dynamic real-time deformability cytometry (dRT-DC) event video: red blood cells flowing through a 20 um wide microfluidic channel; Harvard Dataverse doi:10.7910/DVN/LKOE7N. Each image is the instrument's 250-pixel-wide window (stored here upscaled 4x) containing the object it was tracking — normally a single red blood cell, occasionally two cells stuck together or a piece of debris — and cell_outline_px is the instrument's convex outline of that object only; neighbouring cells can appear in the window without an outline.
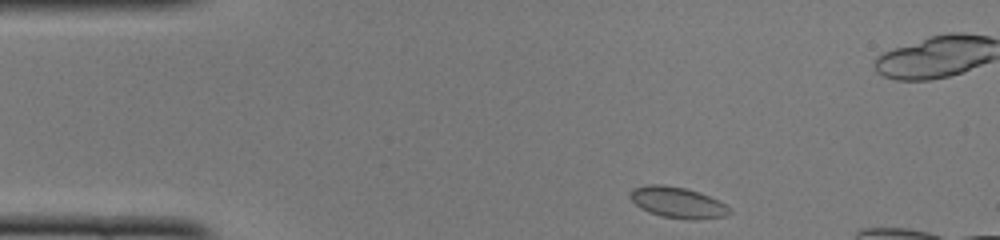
{"species": "common noctule bat (a hibernating species)", "species_latin": "Nyctalus noctula", "temperature_condition": "cold", "stored_images_in_passage": 44, "camera_frame_rate_fps": 3000, "um_per_image_px": 0.085, "animal": {"sex": "female", "body_mass_g": 22.0, "forearm_length_mm": 56.7}, "frame": {"image": 1, "passage_image": 2, "time_ms": 0.333, "image_size_px": [1000, 240], "cell_outline_px": [[732, 212], [724, 216], [696, 220], [688, 220], [660, 216], [648, 212], [640, 208], [628, 196], [628, 192], [632, 188], [648, 184], [660, 184], [684, 188], [700, 192], [732, 208]], "centroid_in_image_um": [57.56, 17.22], "position_along_channel_um": 27.4, "area_um2": 18.09}}
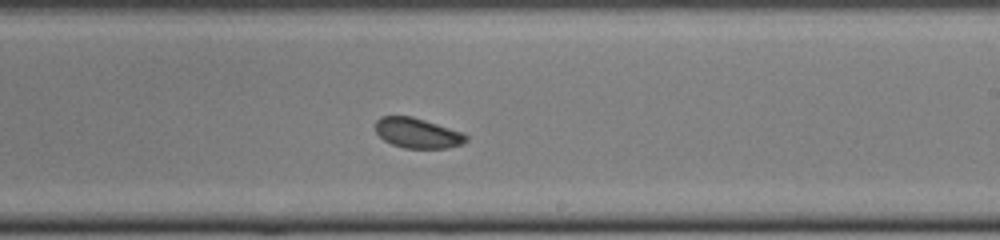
{"frame": {"image": 2, "passage_image": 23, "time_ms": 7.333, "image_size_px": [1000, 240], "cell_outline_px": [[468, 140], [464, 144], [448, 148], [404, 148], [392, 144], [384, 140], [376, 132], [376, 120], [380, 116], [412, 116], [464, 132], [468, 136]], "centroid_in_image_um": [35.53, 11.31], "position_along_channel_um": 253.5, "area_um2": 16.07}}
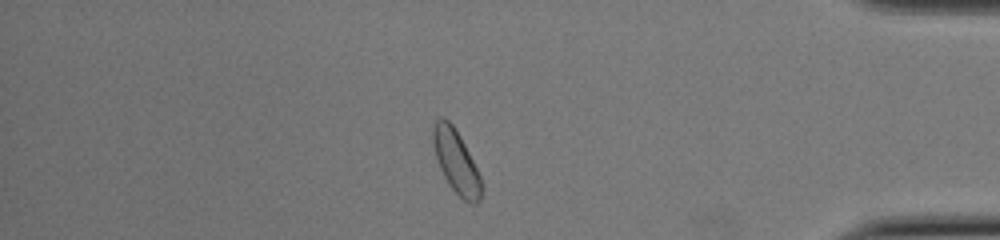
{"frame": {"image": 3, "passage_image": 36, "time_ms": 11.667, "image_size_px": [1000, 240], "cell_outline_px": [[484, 188], [480, 200], [476, 204], [472, 204], [464, 200], [448, 184], [440, 168], [432, 144], [432, 128], [436, 120], [440, 116], [444, 116], [452, 124], [460, 136], [480, 176]], "centroid_in_image_um": [38.77, 13.74], "position_along_channel_um": 396.4, "area_um2": 17.8}}